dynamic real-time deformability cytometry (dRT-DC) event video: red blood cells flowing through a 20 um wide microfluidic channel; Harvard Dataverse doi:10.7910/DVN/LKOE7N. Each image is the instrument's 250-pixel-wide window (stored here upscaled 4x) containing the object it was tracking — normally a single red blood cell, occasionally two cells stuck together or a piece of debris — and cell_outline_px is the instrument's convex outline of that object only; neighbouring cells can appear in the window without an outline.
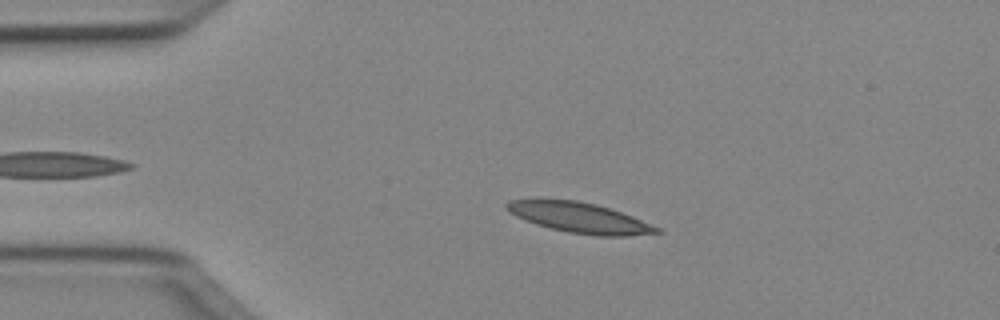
{"species": "Egyptian fruit bat (a non-hibernating species)", "species_latin": "Rousettus aegyptiacus", "temperature_condition": "cold", "stored_images_in_passage": 44, "camera_frame_rate_fps": 3000, "um_per_image_px": 0.085, "animal": {"sex": "female"}, "frame": {"image": 1, "passage_image": 10, "time_ms": 3.0, "image_size_px": [1000, 320], "cell_outline_px": [[660, 232], [628, 236], [596, 236], [568, 232], [536, 224], [524, 220], [508, 212], [504, 208], [504, 204], [508, 200], [576, 200], [596, 204], [632, 216], [660, 228]], "centroid_in_image_um": [49.23, 18.51], "position_along_channel_um": 35.8, "area_um2": 26.18}}
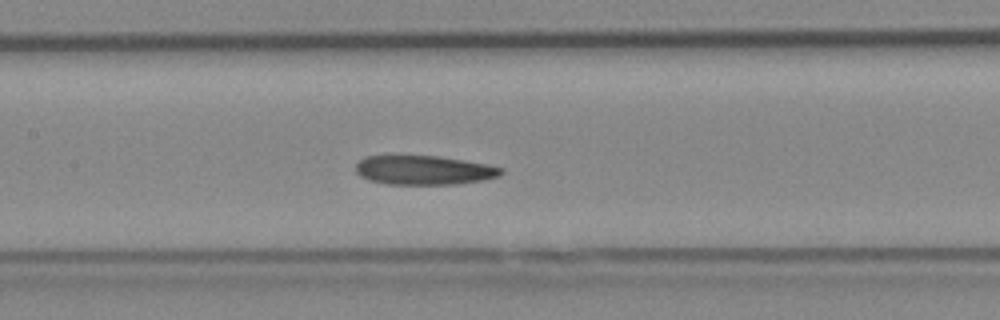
{"frame": {"image": 2, "passage_image": 23, "time_ms": 7.333, "image_size_px": [1000, 320], "cell_outline_px": [[504, 172], [500, 176], [480, 180], [456, 184], [388, 184], [368, 180], [360, 176], [356, 172], [356, 164], [364, 156], [440, 156], [488, 164], [504, 168]], "centroid_in_image_um": [36.04, 14.46], "position_along_channel_um": 171.4, "area_um2": 24.74}}
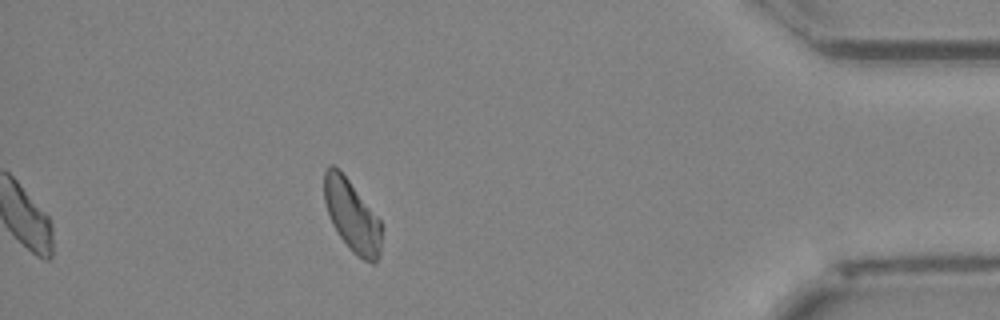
{"frame": {"image": 3, "passage_image": 44, "time_ms": 14.333, "image_size_px": [1000, 320], "cell_outline_px": [[380, 256], [376, 264], [372, 264], [356, 256], [352, 252], [340, 236], [332, 224], [324, 200], [324, 172], [328, 164], [332, 164], [340, 168], [380, 220]], "centroid_in_image_um": [29.9, 18.32], "position_along_channel_um": 405.3, "area_um2": 23.99}}